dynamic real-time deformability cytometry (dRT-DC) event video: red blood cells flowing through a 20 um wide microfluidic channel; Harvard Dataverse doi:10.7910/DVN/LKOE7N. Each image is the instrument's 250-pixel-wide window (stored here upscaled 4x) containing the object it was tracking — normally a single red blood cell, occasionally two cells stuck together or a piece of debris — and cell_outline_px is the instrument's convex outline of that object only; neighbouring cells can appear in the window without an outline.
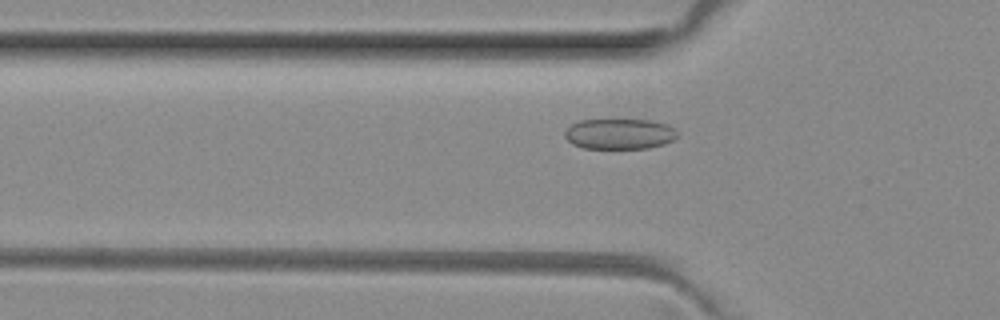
{"species": "common noctule bat (a hibernating species)", "species_latin": "Nyctalus noctula", "temperature_condition": "room temperature", "stored_images_in_passage": 38, "camera_frame_rate_fps": 3000, "um_per_image_px": 0.085, "animal": {"sex": "female", "body_mass_g": 29.2, "forearm_length_mm": 56.3}, "frame": {"image": 1, "passage_image": 4, "time_ms": 1.0, "image_size_px": [1000, 320], "cell_outline_px": [[676, 136], [672, 140], [664, 144], [648, 148], [584, 148], [572, 144], [564, 136], [564, 132], [572, 124], [580, 120], [652, 120], [668, 124], [676, 128]], "centroid_in_image_um": [52.67, 11.38], "position_along_channel_um": 73.1, "area_um2": 20.0}}
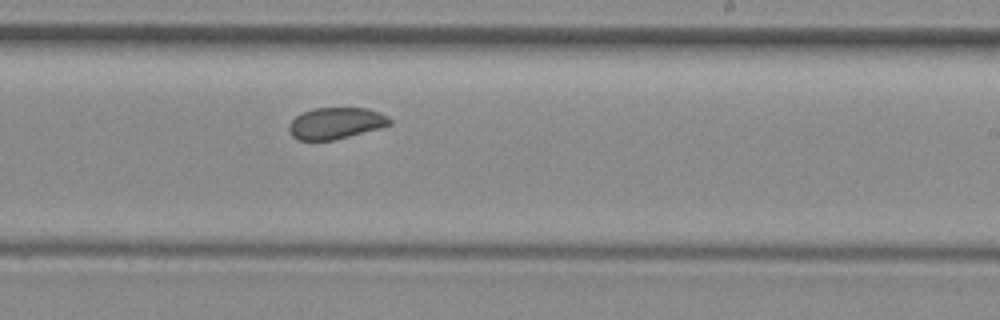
{"frame": {"image": 2, "passage_image": 18, "time_ms": 5.667, "image_size_px": [1000, 320], "cell_outline_px": [[392, 124], [348, 136], [332, 140], [296, 140], [292, 136], [288, 128], [288, 124], [296, 116], [312, 108], [368, 108], [380, 112], [392, 120]], "centroid_in_image_um": [28.51, 10.46], "position_along_channel_um": 260.5, "area_um2": 18.32}}
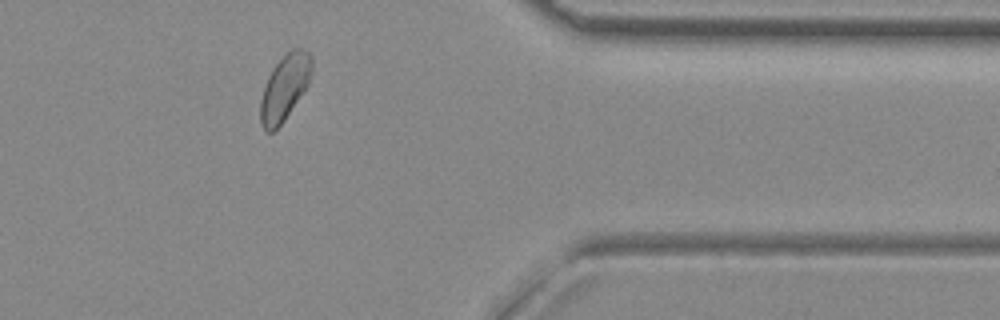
{"frame": {"image": 3, "passage_image": 29, "time_ms": 9.333, "image_size_px": [1000, 320], "cell_outline_px": [[312, 72], [308, 84], [284, 120], [272, 132], [264, 132], [260, 124], [260, 100], [268, 76], [272, 68], [292, 48], [300, 48], [308, 52], [312, 56]], "centroid_in_image_um": [24.18, 7.45], "position_along_channel_um": 387.2, "area_um2": 19.42}, "authors_computed_cell_mechanics": {"area_um2": 19.5942, "velocity_mm_per_s": 4.0113, "shape_relaxation_time_tau1_ms": 2.2258, "shape_relaxation_time_tau2_ms": 0.5341, "deformation_change_tau1": 0.0537, "deformation_change_tau2": 0.0534}}